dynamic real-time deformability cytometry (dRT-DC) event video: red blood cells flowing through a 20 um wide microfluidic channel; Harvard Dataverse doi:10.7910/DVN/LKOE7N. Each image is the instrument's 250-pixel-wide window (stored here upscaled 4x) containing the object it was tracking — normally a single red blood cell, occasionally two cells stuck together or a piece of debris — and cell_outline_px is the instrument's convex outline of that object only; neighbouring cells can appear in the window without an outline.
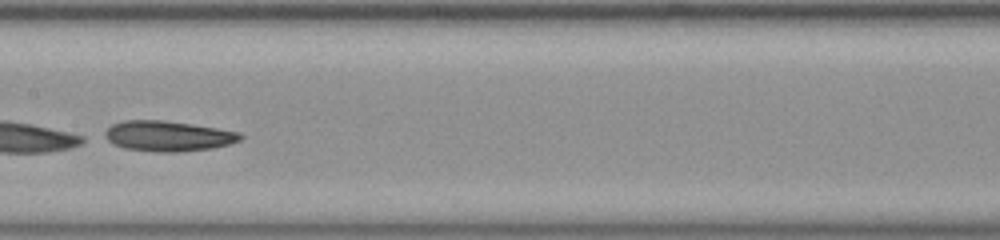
{"species": "common noctule bat (a hibernating species)", "species_latin": "Nyctalus noctula", "temperature_condition": "room temperature", "stored_images_in_passage": 37, "camera_frame_rate_fps": 3000, "um_per_image_px": 0.085, "animal": {"sex": "female", "body_mass_g": 23.0, "forearm_length_mm": 53.4}, "frame": {"image": 1, "passage_image": 14, "time_ms": 4.333, "image_size_px": [1000, 240], "cell_outline_px": [[244, 136], [240, 140], [228, 144], [212, 148], [180, 152], [156, 152], [124, 148], [112, 144], [108, 140], [104, 132], [112, 124], [124, 120], [160, 120], [216, 128], [240, 132]], "centroid_in_image_um": [14.27, 11.57], "position_along_channel_um": 193.1, "area_um2": 23.81}}
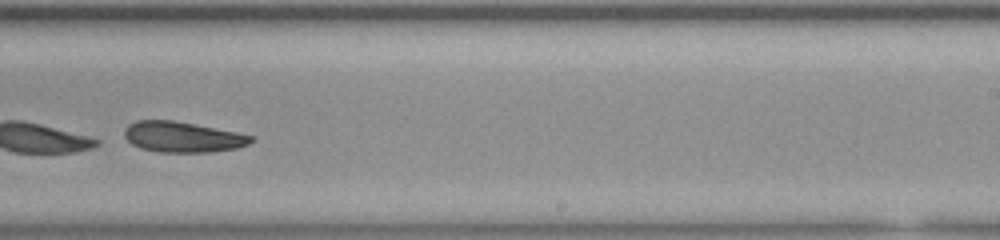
{"frame": {"image": 2, "passage_image": 20, "time_ms": 6.333, "image_size_px": [1000, 240], "cell_outline_px": [[252, 140], [248, 144], [236, 148], [208, 152], [160, 152], [140, 148], [132, 144], [124, 136], [124, 128], [128, 124], [136, 120], [172, 120], [236, 132], [252, 136]], "centroid_in_image_um": [15.46, 11.64], "position_along_channel_um": 273.5, "area_um2": 22.37}}
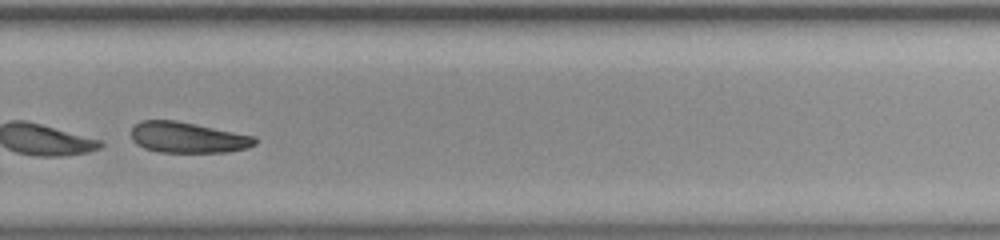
{"frame": {"image": 3, "passage_image": 23, "time_ms": 7.333, "image_size_px": [1000, 240], "cell_outline_px": [[256, 144], [248, 148], [228, 152], [160, 152], [144, 148], [136, 144], [132, 140], [132, 128], [140, 120], [176, 120], [256, 136]], "centroid_in_image_um": [15.97, 11.68], "position_along_channel_um": 313.8, "area_um2": 22.31}, "authors_computed_cell_mechanics": {"area_um2": 23.6402, "velocity_mm_per_s": 4.0269, "shape_relaxation_time_tau1_ms": 0.1182, "shape_relaxation_time_tau2_ms": 4.6536, "deformation_change_tau1": 0.2171, "deformation_change_tau2": 0.1043}}